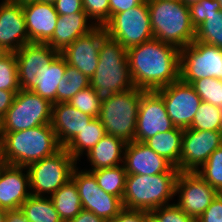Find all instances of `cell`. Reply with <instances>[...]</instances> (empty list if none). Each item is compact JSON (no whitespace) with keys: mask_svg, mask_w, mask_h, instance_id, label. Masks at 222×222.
Masks as SVG:
<instances>
[{"mask_svg":"<svg viewBox=\"0 0 222 222\" xmlns=\"http://www.w3.org/2000/svg\"><path fill=\"white\" fill-rule=\"evenodd\" d=\"M29 43H47L53 36L58 13L52 3L37 1L23 6Z\"/></svg>","mask_w":222,"mask_h":222,"instance_id":"obj_21","label":"cell"},{"mask_svg":"<svg viewBox=\"0 0 222 222\" xmlns=\"http://www.w3.org/2000/svg\"><path fill=\"white\" fill-rule=\"evenodd\" d=\"M18 91L0 90V122L11 107L14 97Z\"/></svg>","mask_w":222,"mask_h":222,"instance_id":"obj_45","label":"cell"},{"mask_svg":"<svg viewBox=\"0 0 222 222\" xmlns=\"http://www.w3.org/2000/svg\"><path fill=\"white\" fill-rule=\"evenodd\" d=\"M60 219L69 222L82 210V203L75 182L70 179L50 196Z\"/></svg>","mask_w":222,"mask_h":222,"instance_id":"obj_28","label":"cell"},{"mask_svg":"<svg viewBox=\"0 0 222 222\" xmlns=\"http://www.w3.org/2000/svg\"><path fill=\"white\" fill-rule=\"evenodd\" d=\"M196 93L203 102L222 108V80L216 78H200L192 83Z\"/></svg>","mask_w":222,"mask_h":222,"instance_id":"obj_35","label":"cell"},{"mask_svg":"<svg viewBox=\"0 0 222 222\" xmlns=\"http://www.w3.org/2000/svg\"><path fill=\"white\" fill-rule=\"evenodd\" d=\"M135 87L156 91L179 79L180 49L152 38L127 50Z\"/></svg>","mask_w":222,"mask_h":222,"instance_id":"obj_1","label":"cell"},{"mask_svg":"<svg viewBox=\"0 0 222 222\" xmlns=\"http://www.w3.org/2000/svg\"><path fill=\"white\" fill-rule=\"evenodd\" d=\"M156 222H194L195 220L187 215L175 203L161 206L150 212Z\"/></svg>","mask_w":222,"mask_h":222,"instance_id":"obj_40","label":"cell"},{"mask_svg":"<svg viewBox=\"0 0 222 222\" xmlns=\"http://www.w3.org/2000/svg\"><path fill=\"white\" fill-rule=\"evenodd\" d=\"M68 103L85 114L94 118L99 117L101 102L91 86L80 90Z\"/></svg>","mask_w":222,"mask_h":222,"instance_id":"obj_37","label":"cell"},{"mask_svg":"<svg viewBox=\"0 0 222 222\" xmlns=\"http://www.w3.org/2000/svg\"><path fill=\"white\" fill-rule=\"evenodd\" d=\"M123 165L127 174L155 175L166 172H179L165 158L155 153L144 142L126 143Z\"/></svg>","mask_w":222,"mask_h":222,"instance_id":"obj_18","label":"cell"},{"mask_svg":"<svg viewBox=\"0 0 222 222\" xmlns=\"http://www.w3.org/2000/svg\"><path fill=\"white\" fill-rule=\"evenodd\" d=\"M179 172L155 175L127 174L123 206L151 212L174 203L175 183Z\"/></svg>","mask_w":222,"mask_h":222,"instance_id":"obj_5","label":"cell"},{"mask_svg":"<svg viewBox=\"0 0 222 222\" xmlns=\"http://www.w3.org/2000/svg\"><path fill=\"white\" fill-rule=\"evenodd\" d=\"M222 145V131L185 128L182 136L180 172H196Z\"/></svg>","mask_w":222,"mask_h":222,"instance_id":"obj_15","label":"cell"},{"mask_svg":"<svg viewBox=\"0 0 222 222\" xmlns=\"http://www.w3.org/2000/svg\"><path fill=\"white\" fill-rule=\"evenodd\" d=\"M144 90L133 88L115 93L101 103L99 120L106 134L116 136L125 143L133 142L141 95Z\"/></svg>","mask_w":222,"mask_h":222,"instance_id":"obj_6","label":"cell"},{"mask_svg":"<svg viewBox=\"0 0 222 222\" xmlns=\"http://www.w3.org/2000/svg\"><path fill=\"white\" fill-rule=\"evenodd\" d=\"M98 186L108 194L123 199L127 172L124 165L90 171Z\"/></svg>","mask_w":222,"mask_h":222,"instance_id":"obj_30","label":"cell"},{"mask_svg":"<svg viewBox=\"0 0 222 222\" xmlns=\"http://www.w3.org/2000/svg\"><path fill=\"white\" fill-rule=\"evenodd\" d=\"M5 165H6L5 160L3 159V157H0V173Z\"/></svg>","mask_w":222,"mask_h":222,"instance_id":"obj_51","label":"cell"},{"mask_svg":"<svg viewBox=\"0 0 222 222\" xmlns=\"http://www.w3.org/2000/svg\"><path fill=\"white\" fill-rule=\"evenodd\" d=\"M207 77L222 80V49L194 40L180 49L179 78L192 84Z\"/></svg>","mask_w":222,"mask_h":222,"instance_id":"obj_10","label":"cell"},{"mask_svg":"<svg viewBox=\"0 0 222 222\" xmlns=\"http://www.w3.org/2000/svg\"><path fill=\"white\" fill-rule=\"evenodd\" d=\"M196 173L222 194V145L209 156Z\"/></svg>","mask_w":222,"mask_h":222,"instance_id":"obj_34","label":"cell"},{"mask_svg":"<svg viewBox=\"0 0 222 222\" xmlns=\"http://www.w3.org/2000/svg\"><path fill=\"white\" fill-rule=\"evenodd\" d=\"M53 104L32 91L20 89L0 122V132H14L51 124Z\"/></svg>","mask_w":222,"mask_h":222,"instance_id":"obj_8","label":"cell"},{"mask_svg":"<svg viewBox=\"0 0 222 222\" xmlns=\"http://www.w3.org/2000/svg\"><path fill=\"white\" fill-rule=\"evenodd\" d=\"M27 43L23 6L0 0V45L8 53H16Z\"/></svg>","mask_w":222,"mask_h":222,"instance_id":"obj_19","label":"cell"},{"mask_svg":"<svg viewBox=\"0 0 222 222\" xmlns=\"http://www.w3.org/2000/svg\"><path fill=\"white\" fill-rule=\"evenodd\" d=\"M191 22L196 29L207 17L221 10L217 0H201L189 6Z\"/></svg>","mask_w":222,"mask_h":222,"instance_id":"obj_39","label":"cell"},{"mask_svg":"<svg viewBox=\"0 0 222 222\" xmlns=\"http://www.w3.org/2000/svg\"><path fill=\"white\" fill-rule=\"evenodd\" d=\"M143 1L144 0H109L110 19L114 14L124 12L132 7L138 6Z\"/></svg>","mask_w":222,"mask_h":222,"instance_id":"obj_44","label":"cell"},{"mask_svg":"<svg viewBox=\"0 0 222 222\" xmlns=\"http://www.w3.org/2000/svg\"><path fill=\"white\" fill-rule=\"evenodd\" d=\"M5 222H30L26 219L23 211L18 209H12L6 211Z\"/></svg>","mask_w":222,"mask_h":222,"instance_id":"obj_47","label":"cell"},{"mask_svg":"<svg viewBox=\"0 0 222 222\" xmlns=\"http://www.w3.org/2000/svg\"><path fill=\"white\" fill-rule=\"evenodd\" d=\"M77 165L78 162L64 147L49 157L29 164L31 195L50 197L71 179Z\"/></svg>","mask_w":222,"mask_h":222,"instance_id":"obj_7","label":"cell"},{"mask_svg":"<svg viewBox=\"0 0 222 222\" xmlns=\"http://www.w3.org/2000/svg\"><path fill=\"white\" fill-rule=\"evenodd\" d=\"M189 129L222 131V108L202 101Z\"/></svg>","mask_w":222,"mask_h":222,"instance_id":"obj_32","label":"cell"},{"mask_svg":"<svg viewBox=\"0 0 222 222\" xmlns=\"http://www.w3.org/2000/svg\"><path fill=\"white\" fill-rule=\"evenodd\" d=\"M105 135L106 132L102 122L98 117L93 118L64 148L78 162Z\"/></svg>","mask_w":222,"mask_h":222,"instance_id":"obj_27","label":"cell"},{"mask_svg":"<svg viewBox=\"0 0 222 222\" xmlns=\"http://www.w3.org/2000/svg\"><path fill=\"white\" fill-rule=\"evenodd\" d=\"M175 127L167 114L163 98L156 91H145L140 98L134 141L145 142L157 133Z\"/></svg>","mask_w":222,"mask_h":222,"instance_id":"obj_14","label":"cell"},{"mask_svg":"<svg viewBox=\"0 0 222 222\" xmlns=\"http://www.w3.org/2000/svg\"><path fill=\"white\" fill-rule=\"evenodd\" d=\"M6 211L7 210L0 208V222H5Z\"/></svg>","mask_w":222,"mask_h":222,"instance_id":"obj_49","label":"cell"},{"mask_svg":"<svg viewBox=\"0 0 222 222\" xmlns=\"http://www.w3.org/2000/svg\"><path fill=\"white\" fill-rule=\"evenodd\" d=\"M30 196L27 167L6 164L0 173V208L18 209Z\"/></svg>","mask_w":222,"mask_h":222,"instance_id":"obj_20","label":"cell"},{"mask_svg":"<svg viewBox=\"0 0 222 222\" xmlns=\"http://www.w3.org/2000/svg\"><path fill=\"white\" fill-rule=\"evenodd\" d=\"M20 209L30 222H63L50 197L31 195Z\"/></svg>","mask_w":222,"mask_h":222,"instance_id":"obj_29","label":"cell"},{"mask_svg":"<svg viewBox=\"0 0 222 222\" xmlns=\"http://www.w3.org/2000/svg\"><path fill=\"white\" fill-rule=\"evenodd\" d=\"M82 6L96 26H104L110 20L109 0H82Z\"/></svg>","mask_w":222,"mask_h":222,"instance_id":"obj_38","label":"cell"},{"mask_svg":"<svg viewBox=\"0 0 222 222\" xmlns=\"http://www.w3.org/2000/svg\"><path fill=\"white\" fill-rule=\"evenodd\" d=\"M146 222H156V220L150 215V216L147 218Z\"/></svg>","mask_w":222,"mask_h":222,"instance_id":"obj_53","label":"cell"},{"mask_svg":"<svg viewBox=\"0 0 222 222\" xmlns=\"http://www.w3.org/2000/svg\"><path fill=\"white\" fill-rule=\"evenodd\" d=\"M0 144L6 164L25 167L62 148L51 124L22 131L0 132Z\"/></svg>","mask_w":222,"mask_h":222,"instance_id":"obj_2","label":"cell"},{"mask_svg":"<svg viewBox=\"0 0 222 222\" xmlns=\"http://www.w3.org/2000/svg\"><path fill=\"white\" fill-rule=\"evenodd\" d=\"M199 1L201 0H182V2L186 4L187 6H190L193 3H198Z\"/></svg>","mask_w":222,"mask_h":222,"instance_id":"obj_50","label":"cell"},{"mask_svg":"<svg viewBox=\"0 0 222 222\" xmlns=\"http://www.w3.org/2000/svg\"><path fill=\"white\" fill-rule=\"evenodd\" d=\"M90 86L101 103L115 93L135 88L128 66L127 49L108 36L100 45L99 62L90 78Z\"/></svg>","mask_w":222,"mask_h":222,"instance_id":"obj_3","label":"cell"},{"mask_svg":"<svg viewBox=\"0 0 222 222\" xmlns=\"http://www.w3.org/2000/svg\"><path fill=\"white\" fill-rule=\"evenodd\" d=\"M7 53H8V52L5 51V50L2 48V46L0 45V59H1L3 56H5Z\"/></svg>","mask_w":222,"mask_h":222,"instance_id":"obj_52","label":"cell"},{"mask_svg":"<svg viewBox=\"0 0 222 222\" xmlns=\"http://www.w3.org/2000/svg\"><path fill=\"white\" fill-rule=\"evenodd\" d=\"M19 79L15 53H7L0 59V90L19 91Z\"/></svg>","mask_w":222,"mask_h":222,"instance_id":"obj_36","label":"cell"},{"mask_svg":"<svg viewBox=\"0 0 222 222\" xmlns=\"http://www.w3.org/2000/svg\"><path fill=\"white\" fill-rule=\"evenodd\" d=\"M93 118L69 103H54L51 126L61 147H65Z\"/></svg>","mask_w":222,"mask_h":222,"instance_id":"obj_22","label":"cell"},{"mask_svg":"<svg viewBox=\"0 0 222 222\" xmlns=\"http://www.w3.org/2000/svg\"><path fill=\"white\" fill-rule=\"evenodd\" d=\"M198 222H222V194L210 203L204 213L197 219Z\"/></svg>","mask_w":222,"mask_h":222,"instance_id":"obj_41","label":"cell"},{"mask_svg":"<svg viewBox=\"0 0 222 222\" xmlns=\"http://www.w3.org/2000/svg\"><path fill=\"white\" fill-rule=\"evenodd\" d=\"M150 212L124 208L118 215L108 222H146Z\"/></svg>","mask_w":222,"mask_h":222,"instance_id":"obj_42","label":"cell"},{"mask_svg":"<svg viewBox=\"0 0 222 222\" xmlns=\"http://www.w3.org/2000/svg\"><path fill=\"white\" fill-rule=\"evenodd\" d=\"M218 192L196 172H179L175 183L174 203L197 220Z\"/></svg>","mask_w":222,"mask_h":222,"instance_id":"obj_12","label":"cell"},{"mask_svg":"<svg viewBox=\"0 0 222 222\" xmlns=\"http://www.w3.org/2000/svg\"><path fill=\"white\" fill-rule=\"evenodd\" d=\"M106 37L104 26H97L90 33L77 38L60 53L68 65L77 68L90 79L97 69L99 48Z\"/></svg>","mask_w":222,"mask_h":222,"instance_id":"obj_16","label":"cell"},{"mask_svg":"<svg viewBox=\"0 0 222 222\" xmlns=\"http://www.w3.org/2000/svg\"><path fill=\"white\" fill-rule=\"evenodd\" d=\"M40 1L53 4L56 0H40Z\"/></svg>","mask_w":222,"mask_h":222,"instance_id":"obj_54","label":"cell"},{"mask_svg":"<svg viewBox=\"0 0 222 222\" xmlns=\"http://www.w3.org/2000/svg\"><path fill=\"white\" fill-rule=\"evenodd\" d=\"M104 28L109 38L119 42L127 50L154 38L147 0L114 14Z\"/></svg>","mask_w":222,"mask_h":222,"instance_id":"obj_9","label":"cell"},{"mask_svg":"<svg viewBox=\"0 0 222 222\" xmlns=\"http://www.w3.org/2000/svg\"><path fill=\"white\" fill-rule=\"evenodd\" d=\"M153 37L176 46L186 47L195 40L189 6L175 0H147Z\"/></svg>","mask_w":222,"mask_h":222,"instance_id":"obj_4","label":"cell"},{"mask_svg":"<svg viewBox=\"0 0 222 222\" xmlns=\"http://www.w3.org/2000/svg\"><path fill=\"white\" fill-rule=\"evenodd\" d=\"M125 146L122 139L106 134L78 164L87 171L122 165Z\"/></svg>","mask_w":222,"mask_h":222,"instance_id":"obj_23","label":"cell"},{"mask_svg":"<svg viewBox=\"0 0 222 222\" xmlns=\"http://www.w3.org/2000/svg\"><path fill=\"white\" fill-rule=\"evenodd\" d=\"M195 40L222 49V10L207 17L206 20L196 28Z\"/></svg>","mask_w":222,"mask_h":222,"instance_id":"obj_33","label":"cell"},{"mask_svg":"<svg viewBox=\"0 0 222 222\" xmlns=\"http://www.w3.org/2000/svg\"><path fill=\"white\" fill-rule=\"evenodd\" d=\"M156 92L163 98L173 124L183 129L189 128L202 102L192 84L179 78Z\"/></svg>","mask_w":222,"mask_h":222,"instance_id":"obj_13","label":"cell"},{"mask_svg":"<svg viewBox=\"0 0 222 222\" xmlns=\"http://www.w3.org/2000/svg\"><path fill=\"white\" fill-rule=\"evenodd\" d=\"M96 27L86 12L59 15L54 34L47 44L58 52H62L77 38L90 33Z\"/></svg>","mask_w":222,"mask_h":222,"instance_id":"obj_24","label":"cell"},{"mask_svg":"<svg viewBox=\"0 0 222 222\" xmlns=\"http://www.w3.org/2000/svg\"><path fill=\"white\" fill-rule=\"evenodd\" d=\"M59 52L47 43L30 42L16 53L17 71L20 88L31 91L38 85V73Z\"/></svg>","mask_w":222,"mask_h":222,"instance_id":"obj_17","label":"cell"},{"mask_svg":"<svg viewBox=\"0 0 222 222\" xmlns=\"http://www.w3.org/2000/svg\"><path fill=\"white\" fill-rule=\"evenodd\" d=\"M54 8L58 15H71L77 12H85L82 6V0H56Z\"/></svg>","mask_w":222,"mask_h":222,"instance_id":"obj_43","label":"cell"},{"mask_svg":"<svg viewBox=\"0 0 222 222\" xmlns=\"http://www.w3.org/2000/svg\"><path fill=\"white\" fill-rule=\"evenodd\" d=\"M217 1H218V3L220 4L221 10H222V0H217Z\"/></svg>","mask_w":222,"mask_h":222,"instance_id":"obj_55","label":"cell"},{"mask_svg":"<svg viewBox=\"0 0 222 222\" xmlns=\"http://www.w3.org/2000/svg\"><path fill=\"white\" fill-rule=\"evenodd\" d=\"M69 222H106L93 212L82 209L81 212Z\"/></svg>","mask_w":222,"mask_h":222,"instance_id":"obj_46","label":"cell"},{"mask_svg":"<svg viewBox=\"0 0 222 222\" xmlns=\"http://www.w3.org/2000/svg\"><path fill=\"white\" fill-rule=\"evenodd\" d=\"M71 179L77 186L82 209L93 212L106 222L124 209L122 199L103 191L94 175L79 164L74 168Z\"/></svg>","mask_w":222,"mask_h":222,"instance_id":"obj_11","label":"cell"},{"mask_svg":"<svg viewBox=\"0 0 222 222\" xmlns=\"http://www.w3.org/2000/svg\"><path fill=\"white\" fill-rule=\"evenodd\" d=\"M184 129L175 127L163 133H157L144 143L155 153L165 158L180 172V156Z\"/></svg>","mask_w":222,"mask_h":222,"instance_id":"obj_26","label":"cell"},{"mask_svg":"<svg viewBox=\"0 0 222 222\" xmlns=\"http://www.w3.org/2000/svg\"><path fill=\"white\" fill-rule=\"evenodd\" d=\"M11 3H14V4H18L20 6H24V5H27V4H30V3H35L37 1H40V0H7Z\"/></svg>","mask_w":222,"mask_h":222,"instance_id":"obj_48","label":"cell"},{"mask_svg":"<svg viewBox=\"0 0 222 222\" xmlns=\"http://www.w3.org/2000/svg\"><path fill=\"white\" fill-rule=\"evenodd\" d=\"M67 62L59 52L38 73V85L31 91L40 97L57 103V87L64 77Z\"/></svg>","mask_w":222,"mask_h":222,"instance_id":"obj_25","label":"cell"},{"mask_svg":"<svg viewBox=\"0 0 222 222\" xmlns=\"http://www.w3.org/2000/svg\"><path fill=\"white\" fill-rule=\"evenodd\" d=\"M90 86V79L77 68L66 65L64 77L57 87V103H68L80 90Z\"/></svg>","mask_w":222,"mask_h":222,"instance_id":"obj_31","label":"cell"}]
</instances>
